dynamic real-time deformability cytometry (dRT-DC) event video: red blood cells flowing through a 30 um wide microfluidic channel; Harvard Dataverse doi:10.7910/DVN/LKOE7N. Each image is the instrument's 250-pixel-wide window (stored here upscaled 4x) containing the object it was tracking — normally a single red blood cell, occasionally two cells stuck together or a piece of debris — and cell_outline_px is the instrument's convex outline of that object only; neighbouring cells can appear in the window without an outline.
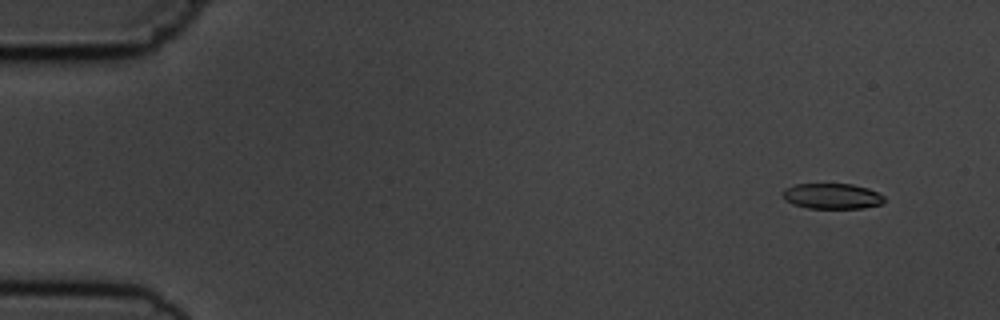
{"species": "common noctule bat (a hibernating species)", "species_latin": "Nyctalus noctula", "temperature_condition": "cold", "stored_images_in_passage": 10, "camera_frame_rate_fps": 3000, "um_per_image_px": 0.085, "animal": {"sex": "male", "body_mass_g": 19.5, "forearm_length_mm": 54.6}, "frame": {"image": 1, "passage_image": 1, "time_ms": 0.0, "image_size_px": [1000, 320], "cell_outline_px": [[884, 204], [864, 208], [808, 208], [792, 204], [784, 200], [780, 196], [780, 192], [784, 188], [796, 184], [852, 184], [868, 188], [884, 196]], "centroid_in_image_um": [70.68, 16.67], "position_along_channel_um": 14.3, "area_um2": 15.37}}
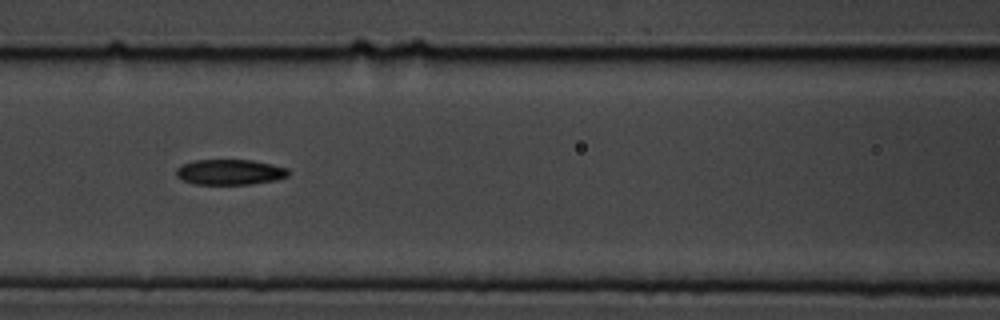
{"frame": {"image": 2, "passage_image": 6, "time_ms": 6.667, "image_size_px": [1000, 320], "cell_outline_px": [[288, 176], [276, 180], [248, 184], [196, 184], [184, 180], [176, 176], [176, 168], [180, 164], [196, 160], [252, 160], [272, 164], [288, 168]], "centroid_in_image_um": [19.53, 14.62], "position_along_channel_um": 147.1, "area_um2": 16.59}}
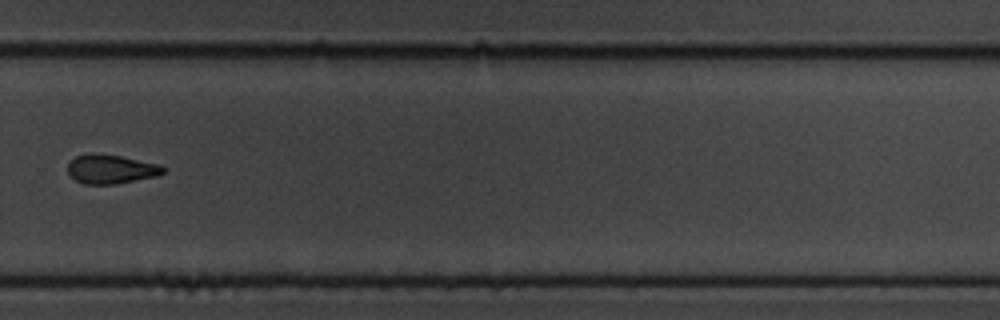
{"frame": {"image": 3, "passage_image": 10, "time_ms": 11.333, "image_size_px": [1000, 320], "cell_outline_px": [[164, 172], [156, 176], [116, 184], [84, 184], [68, 176], [68, 164], [76, 156], [92, 152], [120, 156], [160, 164], [164, 168]], "centroid_in_image_um": [9.4, 14.37], "position_along_channel_um": 320.4, "area_um2": 16.18}}